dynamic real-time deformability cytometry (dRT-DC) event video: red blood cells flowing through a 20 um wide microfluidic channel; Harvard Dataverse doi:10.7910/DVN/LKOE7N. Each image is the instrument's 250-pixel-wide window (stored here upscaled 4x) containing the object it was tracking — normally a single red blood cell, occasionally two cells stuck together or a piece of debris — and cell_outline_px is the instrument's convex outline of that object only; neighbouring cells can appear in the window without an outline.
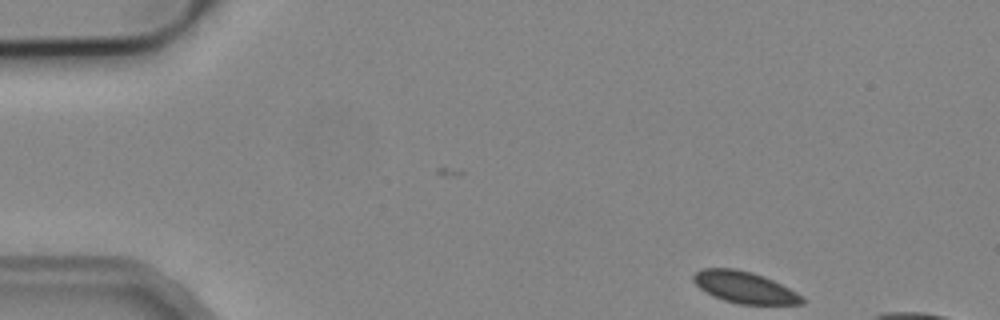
{"species": "common noctule bat (a hibernating species)", "species_latin": "Nyctalus noctula", "temperature_condition": "cold", "stored_images_in_passage": 4, "camera_frame_rate_fps": 3000, "um_per_image_px": 0.085, "animal": {"sex": "male", "body_mass_g": 19.2, "forearm_length_mm": 51.8}, "frame": {"image": 1, "passage_image": 1, "time_ms": 0.0, "image_size_px": [1000, 320], "cell_outline_px": [[804, 304], [740, 304], [724, 300], [700, 288], [692, 280], [692, 276], [696, 272], [704, 268], [736, 268], [752, 272], [764, 276], [804, 296]], "centroid_in_image_um": [63.3, 24.41], "position_along_channel_um": 21.7, "area_um2": 19.77}}